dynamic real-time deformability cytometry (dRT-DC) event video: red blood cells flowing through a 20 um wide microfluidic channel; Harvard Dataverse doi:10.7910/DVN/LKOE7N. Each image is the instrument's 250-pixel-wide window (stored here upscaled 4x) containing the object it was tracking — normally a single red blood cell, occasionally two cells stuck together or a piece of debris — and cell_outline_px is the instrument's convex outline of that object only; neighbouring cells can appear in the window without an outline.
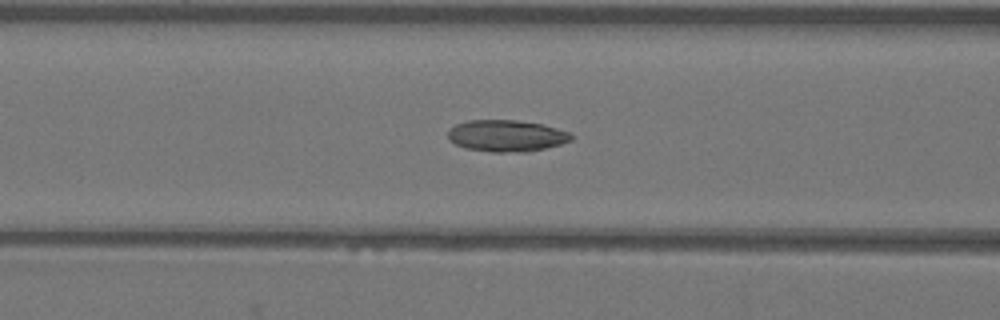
{"species": "Egyptian fruit bat (a non-hibernating species)", "species_latin": "Rousettus aegyptiacus", "temperature_condition": "warm", "stored_images_in_passage": 40, "camera_frame_rate_fps": 3000, "um_per_image_px": 0.085, "animal": {"sex": "female"}, "frame": {"image": 1, "passage_image": 19, "time_ms": 6.0, "image_size_px": [1000, 320], "cell_outline_px": [[572, 140], [560, 144], [528, 152], [492, 152], [464, 148], [448, 140], [448, 128], [456, 124], [468, 120], [516, 120], [544, 124], [568, 132], [572, 136]], "centroid_in_image_um": [43.01, 11.54], "position_along_channel_um": 123.6, "area_um2": 22.83}}
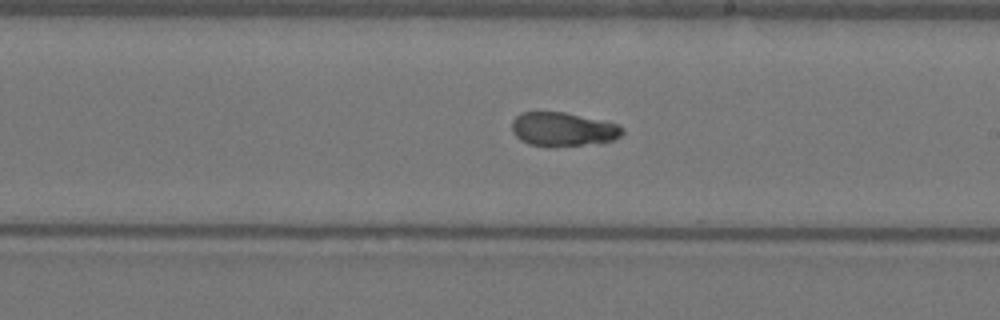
{"frame": {"image": 2, "passage_image": 28, "time_ms": 9.0, "image_size_px": [1000, 320], "cell_outline_px": [[624, 132], [620, 136], [612, 140], [600, 144], [548, 148], [528, 144], [520, 140], [512, 132], [512, 120], [520, 112], [564, 112], [620, 124], [624, 128]], "centroid_in_image_um": [47.86, 11.02], "position_along_channel_um": 241.1, "area_um2": 22.48}}
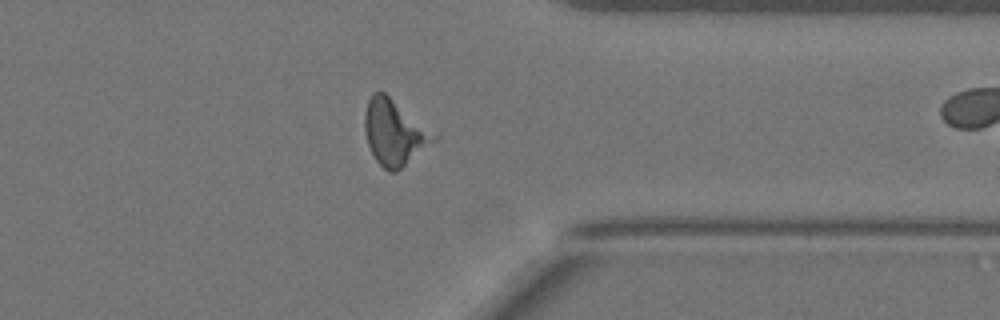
{"frame": {"image": 3, "passage_image": 39, "time_ms": 12.667, "image_size_px": [1000, 320], "cell_outline_px": [[440, 136], [436, 140], [396, 172], [388, 172], [376, 160], [368, 144], [364, 128], [364, 112], [368, 100], [372, 92], [384, 92], [440, 132]], "centroid_in_image_um": [33.59, 11.22], "position_along_channel_um": 377.8, "area_um2": 26.99}}